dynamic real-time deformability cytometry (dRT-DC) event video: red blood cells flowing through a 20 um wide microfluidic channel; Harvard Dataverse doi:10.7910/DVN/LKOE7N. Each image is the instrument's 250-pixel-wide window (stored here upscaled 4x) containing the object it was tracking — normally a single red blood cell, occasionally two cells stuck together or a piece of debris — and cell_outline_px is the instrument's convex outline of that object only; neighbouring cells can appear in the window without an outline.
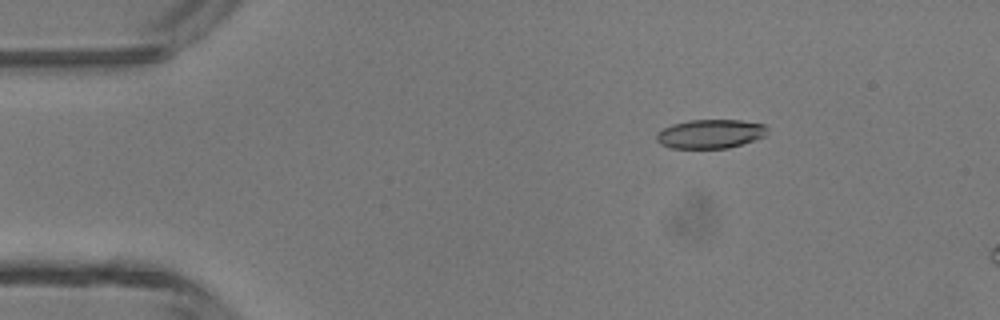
{"species": "common noctule bat (a hibernating species)", "species_latin": "Nyctalus noctula", "temperature_condition": "room temperature", "stored_images_in_passage": 13, "camera_frame_rate_fps": 3000, "um_per_image_px": 0.085, "animal": {"sex": "male", "body_mass_g": 13.3}, "frame": {"image": 1, "passage_image": 8, "time_ms": 2.333, "image_size_px": [1000, 320], "cell_outline_px": [[768, 128], [764, 136], [728, 148], [672, 148], [660, 144], [656, 140], [656, 132], [672, 124], [688, 120], [740, 120], [764, 124]], "centroid_in_image_um": [60.33, 11.37], "position_along_channel_um": 24.7, "area_um2": 18.61}}